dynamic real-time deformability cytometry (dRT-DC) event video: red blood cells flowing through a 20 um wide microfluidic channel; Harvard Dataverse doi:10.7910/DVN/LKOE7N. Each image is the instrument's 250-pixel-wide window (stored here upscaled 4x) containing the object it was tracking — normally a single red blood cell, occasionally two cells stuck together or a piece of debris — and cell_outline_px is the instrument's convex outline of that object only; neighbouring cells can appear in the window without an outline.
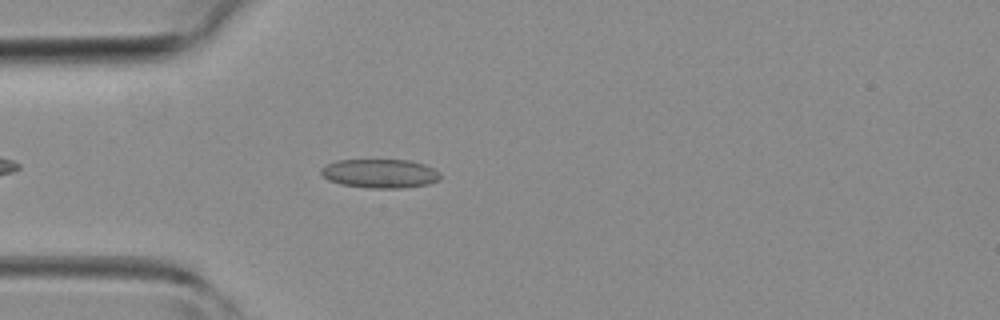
{"species": "common noctule bat (a hibernating species)", "species_latin": "Nyctalus noctula", "temperature_condition": "room temperature", "stored_images_in_passage": 37, "camera_frame_rate_fps": 3000, "um_per_image_px": 0.085, "animal": {"sex": "female", "body_mass_g": 19.3, "forearm_length_mm": 54.1}, "frame": {"image": 1, "passage_image": 5, "time_ms": 1.333, "image_size_px": [1000, 320], "cell_outline_px": [[440, 180], [428, 184], [404, 188], [368, 188], [340, 184], [328, 180], [320, 172], [320, 168], [336, 160], [412, 160], [424, 164], [440, 172]], "centroid_in_image_um": [32.31, 14.75], "position_along_channel_um": 52.7, "area_um2": 20.23}}
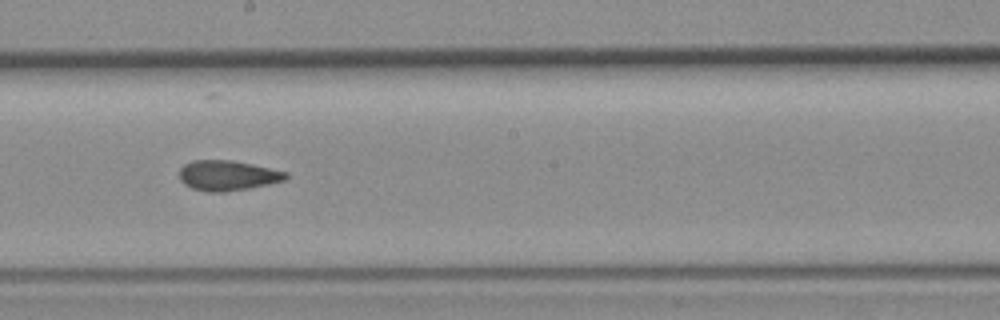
{"frame": {"image": 2, "passage_image": 17, "time_ms": 5.333, "image_size_px": [1000, 320], "cell_outline_px": [[288, 176], [284, 180], [268, 184], [248, 188], [224, 192], [208, 192], [192, 188], [184, 184], [180, 180], [180, 168], [184, 164], [192, 160], [232, 160], [252, 164], [288, 172]], "centroid_in_image_um": [19.32, 14.91], "position_along_channel_um": 228.9, "area_um2": 18.67}}
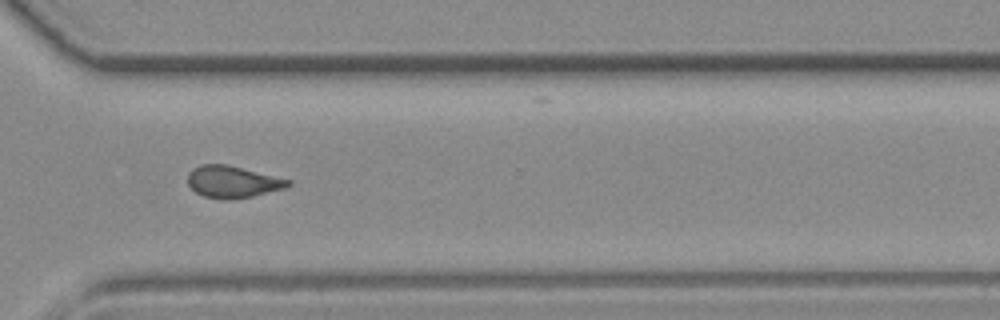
{"frame": {"image": 3, "passage_image": 25, "time_ms": 8.0, "image_size_px": [1000, 320], "cell_outline_px": [[292, 184], [284, 188], [252, 196], [228, 200], [224, 200], [204, 196], [196, 192], [188, 184], [188, 172], [192, 168], [200, 164], [228, 164], [292, 180]], "centroid_in_image_um": [19.76, 15.44], "position_along_channel_um": 350.8, "area_um2": 18.73}}